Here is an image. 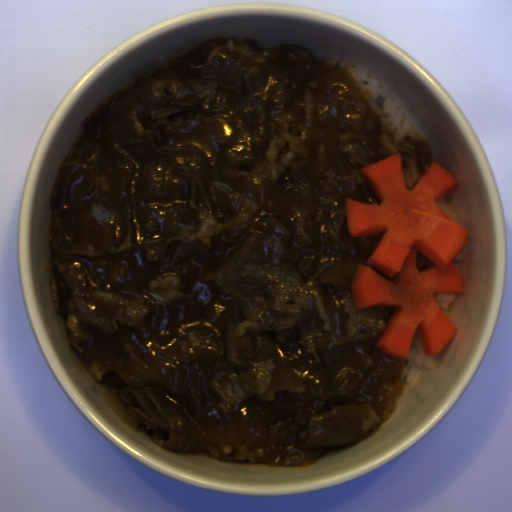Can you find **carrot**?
<instances>
[{
	"mask_svg": "<svg viewBox=\"0 0 512 512\" xmlns=\"http://www.w3.org/2000/svg\"><path fill=\"white\" fill-rule=\"evenodd\" d=\"M359 170L381 203L345 199L349 234L385 233L366 264L394 280L357 265L350 286L355 308H394L375 344L383 355L407 358L417 329L425 356L436 355L458 331L435 295L467 294L454 260L468 245L470 231L438 202L454 193L458 179L434 161L407 189L400 153ZM417 252L436 268L419 272Z\"/></svg>",
	"mask_w": 512,
	"mask_h": 512,
	"instance_id": "1",
	"label": "carrot"
}]
</instances>
